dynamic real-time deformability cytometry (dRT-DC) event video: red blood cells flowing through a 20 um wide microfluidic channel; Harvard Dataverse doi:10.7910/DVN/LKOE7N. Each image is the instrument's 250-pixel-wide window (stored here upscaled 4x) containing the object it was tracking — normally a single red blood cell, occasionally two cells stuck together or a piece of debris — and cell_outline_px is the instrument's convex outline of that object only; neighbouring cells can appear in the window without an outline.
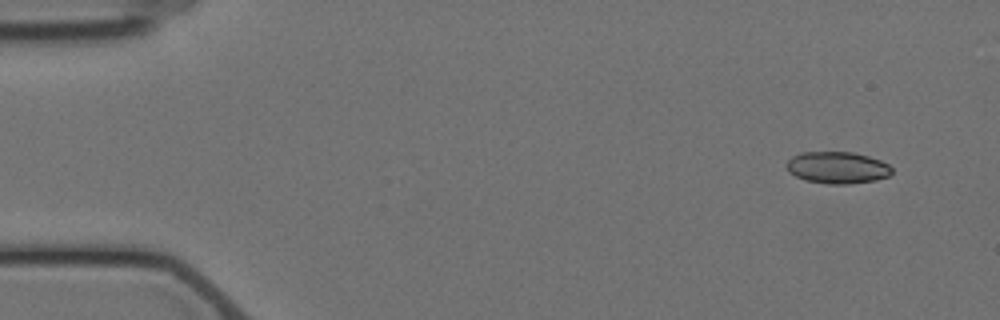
{"species": "Egyptian fruit bat (a non-hibernating species)", "species_latin": "Rousettus aegyptiacus", "temperature_condition": "cold", "stored_images_in_passage": 6, "camera_frame_rate_fps": 3000, "um_per_image_px": 0.085, "animal": {"sex": "female"}, "frame": {"image": 1, "passage_image": 1, "time_ms": 0.0, "image_size_px": [1000, 320], "cell_outline_px": [[892, 172], [888, 176], [876, 180], [848, 184], [828, 184], [804, 180], [788, 172], [784, 164], [792, 156], [800, 152], [852, 152], [868, 156], [880, 160], [888, 164], [892, 168]], "centroid_in_image_um": [71.14, 14.24], "position_along_channel_um": 13.9, "area_um2": 19.71}}
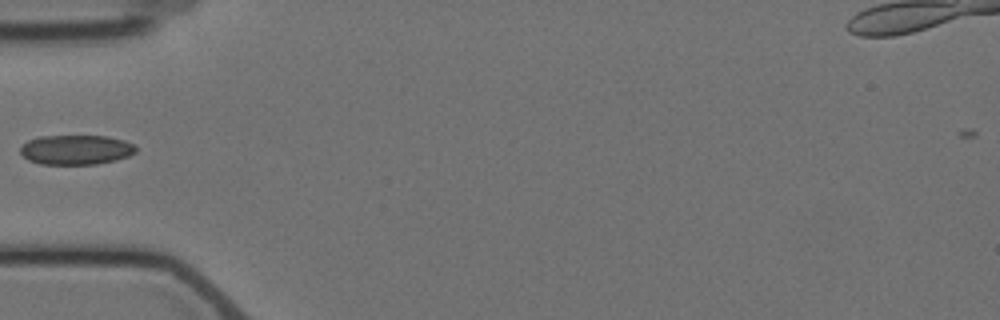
{"frame": {"image": 2, "passage_image": 5, "time_ms": 5.0, "image_size_px": [1000, 320], "cell_outline_px": [[136, 152], [128, 156], [116, 160], [96, 164], [40, 164], [28, 160], [20, 152], [20, 148], [28, 140], [40, 136], [108, 136], [124, 140], [136, 144]], "centroid_in_image_um": [6.49, 12.73], "position_along_channel_um": 78.5, "area_um2": 20.06}}
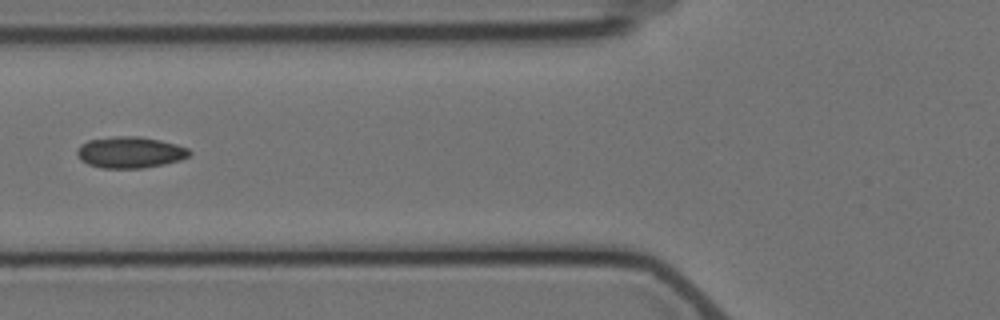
{"frame": {"image": 3, "passage_image": 6, "time_ms": 6.0, "image_size_px": [1000, 320], "cell_outline_px": [[192, 152], [188, 156], [180, 160], [164, 164], [140, 168], [100, 168], [88, 164], [80, 160], [76, 152], [76, 148], [80, 144], [88, 140], [112, 136], [140, 136], [160, 140], [176, 144], [188, 148]], "centroid_in_image_um": [11.02, 12.94], "position_along_channel_um": 114.8, "area_um2": 20.69}}